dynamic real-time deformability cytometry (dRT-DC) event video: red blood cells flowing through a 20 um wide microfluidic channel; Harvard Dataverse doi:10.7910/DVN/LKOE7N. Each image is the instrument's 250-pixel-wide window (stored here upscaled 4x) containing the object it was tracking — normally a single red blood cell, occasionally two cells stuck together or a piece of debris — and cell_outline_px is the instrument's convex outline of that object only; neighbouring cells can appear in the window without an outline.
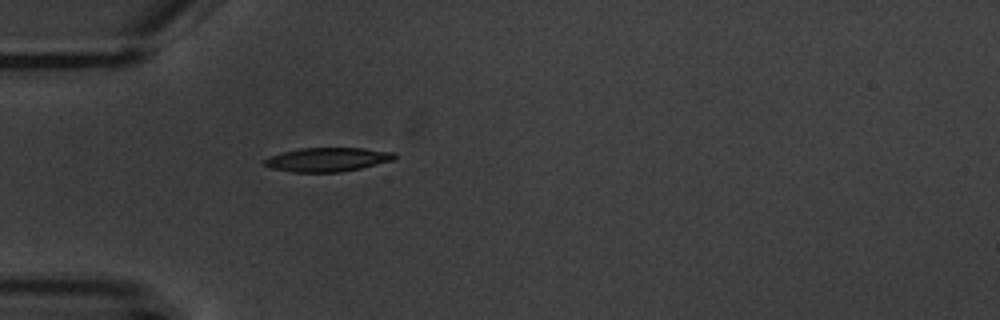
{"species": "common noctule bat (a hibernating species)", "species_latin": "Nyctalus noctula", "temperature_condition": "warm", "stored_images_in_passage": 1, "camera_frame_rate_fps": 3000, "um_per_image_px": 0.085, "animal": {"sex": "male", "body_mass_g": 20.1, "forearm_length_mm": 53.5}, "frame": {"image": 1, "passage_image": 1, "time_ms": 0.0, "image_size_px": [1000, 320], "cell_outline_px": [[396, 156], [392, 160], [360, 168], [340, 172], [292, 172], [268, 168], [264, 164], [264, 160], [268, 156], [300, 148], [364, 148], [396, 152]], "centroid_in_image_um": [27.8, 13.56], "position_along_channel_um": 57.2, "area_um2": 18.15}}